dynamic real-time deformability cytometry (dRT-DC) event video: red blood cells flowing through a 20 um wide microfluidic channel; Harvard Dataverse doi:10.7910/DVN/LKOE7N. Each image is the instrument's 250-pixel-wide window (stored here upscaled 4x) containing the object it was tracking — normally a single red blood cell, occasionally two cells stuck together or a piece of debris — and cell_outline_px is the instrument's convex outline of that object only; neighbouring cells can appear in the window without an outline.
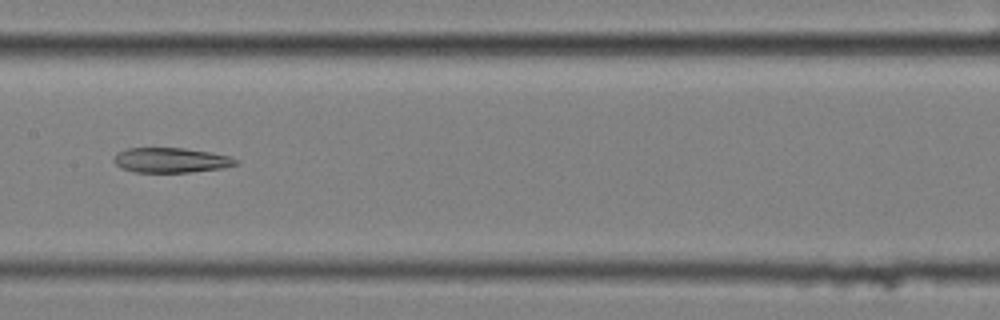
{"species": "common noctule bat (a hibernating species)", "species_latin": "Nyctalus noctula", "temperature_condition": "cold", "stored_images_in_passage": 10, "camera_frame_rate_fps": 3000, "um_per_image_px": 0.085, "animal": {"sex": "female", "body_mass_g": 25.1}, "frame": {"image": 1, "passage_image": 7, "time_ms": 2.0, "image_size_px": [1000, 320], "cell_outline_px": [[240, 160], [236, 164], [224, 168], [188, 172], [136, 172], [120, 168], [112, 160], [116, 152], [128, 148], [184, 148], [212, 152], [228, 156]], "centroid_in_image_um": [14.51, 13.61], "position_along_channel_um": 192.9, "area_um2": 17.8}}
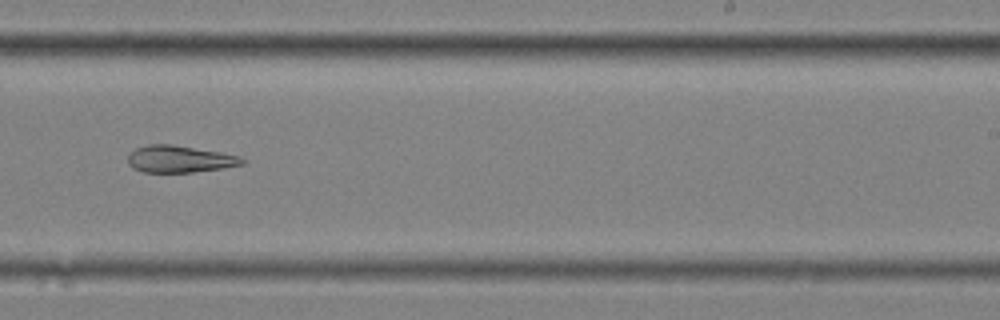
{"frame": {"image": 2, "passage_image": 9, "time_ms": 2.667, "image_size_px": [1000, 320], "cell_outline_px": [[248, 160], [244, 164], [224, 168], [192, 172], [144, 172], [132, 168], [128, 164], [128, 156], [136, 148], [148, 144], [172, 144], [220, 152], [240, 156]], "centroid_in_image_um": [15.3, 13.52], "position_along_channel_um": 273.7, "area_um2": 18.03}}
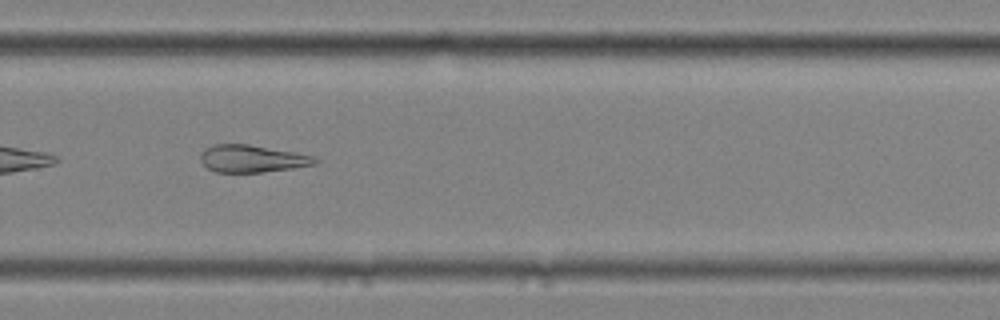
{"frame": {"image": 3, "passage_image": 10, "time_ms": 3.0, "image_size_px": [1000, 320], "cell_outline_px": [[320, 160], [316, 164], [292, 168], [260, 172], [216, 172], [208, 168], [200, 160], [200, 156], [212, 144], [248, 144], [296, 152], [312, 156]], "centroid_in_image_um": [21.45, 13.48], "position_along_channel_um": 308.3, "area_um2": 18.03}}